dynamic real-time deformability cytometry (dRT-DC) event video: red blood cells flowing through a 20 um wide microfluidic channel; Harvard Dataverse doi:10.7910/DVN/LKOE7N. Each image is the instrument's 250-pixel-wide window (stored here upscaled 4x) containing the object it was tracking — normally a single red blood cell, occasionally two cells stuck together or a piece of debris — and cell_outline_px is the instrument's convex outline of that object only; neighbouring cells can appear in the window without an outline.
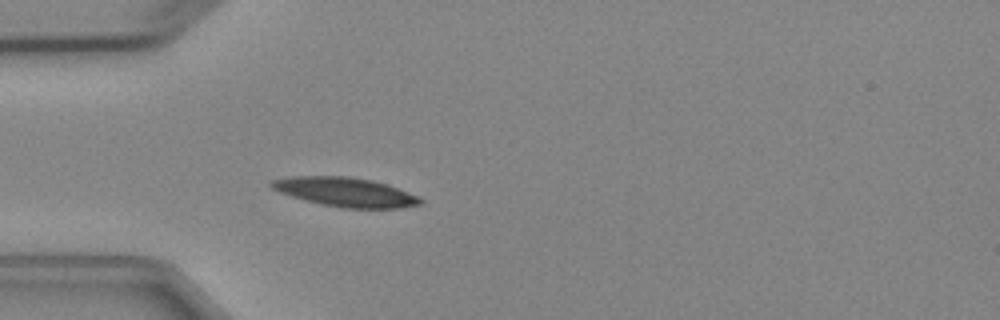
{"species": "Egyptian fruit bat (a non-hibernating species)", "species_latin": "Rousettus aegyptiacus", "temperature_condition": "cold", "stored_images_in_passage": 3, "camera_frame_rate_fps": 3000, "um_per_image_px": 0.085, "animal": {"sex": "female"}, "frame": {"image": 1, "passage_image": 3, "time_ms": 2.0, "image_size_px": [1000, 320], "cell_outline_px": [[424, 204], [400, 208], [340, 208], [320, 204], [292, 196], [280, 192], [272, 188], [268, 184], [268, 180], [292, 176], [348, 176], [372, 180], [420, 196], [424, 200]], "centroid_in_image_um": [29.36, 16.33], "position_along_channel_um": 55.6, "area_um2": 25.43}}